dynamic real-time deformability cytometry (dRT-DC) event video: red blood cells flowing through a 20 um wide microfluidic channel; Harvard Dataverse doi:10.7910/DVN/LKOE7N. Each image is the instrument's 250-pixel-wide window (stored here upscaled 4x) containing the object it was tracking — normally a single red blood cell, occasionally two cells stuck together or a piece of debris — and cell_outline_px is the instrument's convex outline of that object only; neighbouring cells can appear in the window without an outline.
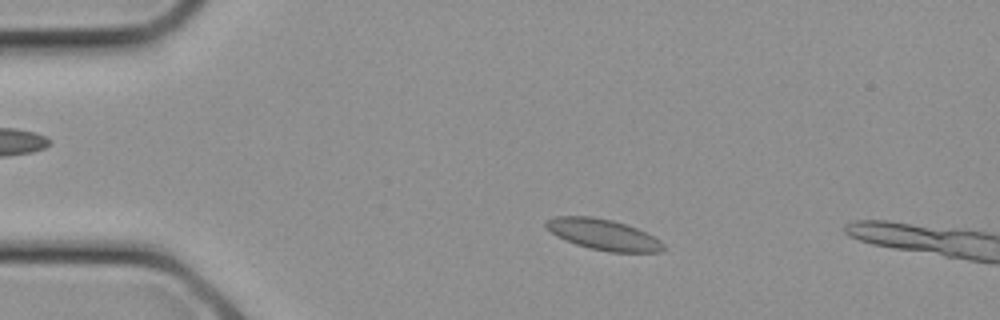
{"species": "common noctule bat (a hibernating species)", "species_latin": "Nyctalus noctula", "temperature_condition": "cold", "stored_images_in_passage": 6, "camera_frame_rate_fps": 3000, "um_per_image_px": 0.085, "animal": {"sex": "female", "body_mass_g": 21.9}, "frame": {"image": 1, "passage_image": 4, "time_ms": 1.0, "image_size_px": [1000, 320], "cell_outline_px": [[664, 248], [660, 252], [608, 252], [588, 248], [576, 244], [556, 236], [544, 224], [544, 220], [556, 216], [592, 216], [612, 220], [636, 228], [660, 240], [664, 244]], "centroid_in_image_um": [51.25, 19.93], "position_along_channel_um": 33.8, "area_um2": 20.98}}